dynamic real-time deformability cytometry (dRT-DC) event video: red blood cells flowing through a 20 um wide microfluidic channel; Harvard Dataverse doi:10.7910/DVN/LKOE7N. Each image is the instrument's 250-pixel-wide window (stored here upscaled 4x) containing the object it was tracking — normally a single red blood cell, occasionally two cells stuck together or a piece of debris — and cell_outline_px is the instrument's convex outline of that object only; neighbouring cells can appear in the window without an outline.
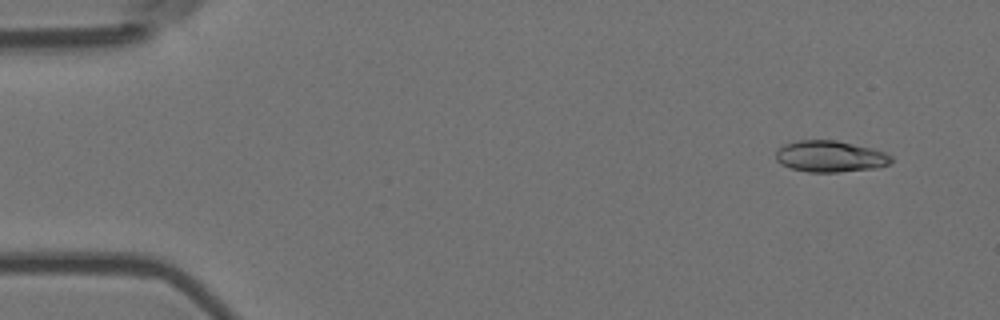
{"species": "Egyptian fruit bat (a non-hibernating species)", "species_latin": "Rousettus aegyptiacus", "temperature_condition": "room temperature", "stored_images_in_passage": 54, "camera_frame_rate_fps": 3000, "um_per_image_px": 0.085, "animal": {"sex": "female"}, "frame": {"image": 1, "passage_image": 4, "time_ms": 1.0, "image_size_px": [1000, 320], "cell_outline_px": [[892, 160], [888, 164], [880, 168], [836, 172], [808, 172], [792, 168], [780, 164], [776, 160], [776, 152], [784, 144], [800, 140], [836, 140], [872, 148], [884, 152], [892, 156]], "centroid_in_image_um": [70.58, 13.3], "position_along_channel_um": 14.4, "area_um2": 21.1}}
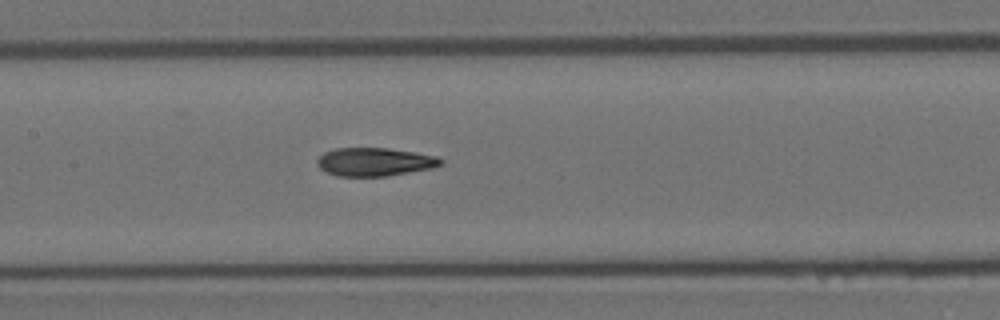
{"frame": {"image": 2, "passage_image": 26, "time_ms": 8.333, "image_size_px": [1000, 320], "cell_outline_px": [[444, 164], [432, 168], [388, 176], [336, 176], [320, 168], [316, 164], [316, 160], [324, 152], [336, 148], [388, 148], [436, 156], [444, 160]], "centroid_in_image_um": [31.85, 13.76], "position_along_channel_um": 175.6, "area_um2": 20.4}}
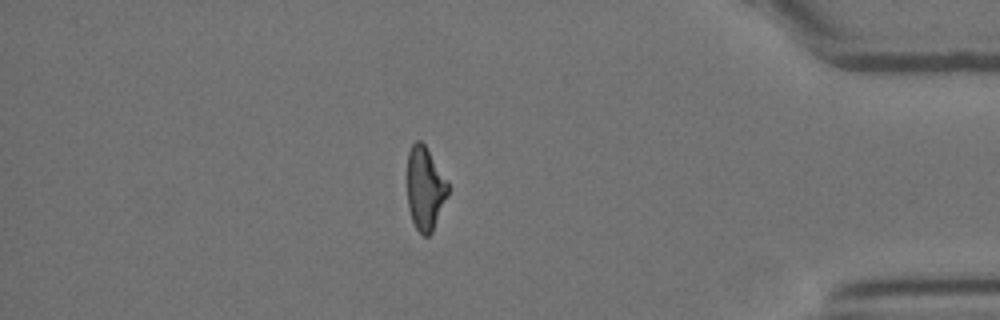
{"frame": {"image": 3, "passage_image": 47, "time_ms": 15.333, "image_size_px": [1000, 320], "cell_outline_px": [[448, 192], [432, 232], [428, 236], [424, 236], [416, 228], [412, 220], [408, 208], [408, 152], [412, 144], [416, 140], [420, 140], [424, 144], [448, 180]], "centroid_in_image_um": [36.13, 16.0], "position_along_channel_um": 399.1, "area_um2": 19.54}, "authors_computed_cell_mechanics": {"area_um2": 20.8658, "velocity_mm_per_s": 3.7199, "shape_relaxation_time_tau1_ms": 8.1562, "shape_relaxation_time_tau2_ms": 2.5441, "deformation_change_tau1": 0.2538, "deformation_change_tau2": 0.1049}}